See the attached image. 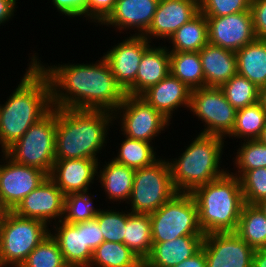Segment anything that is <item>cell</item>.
Masks as SVG:
<instances>
[{
    "mask_svg": "<svg viewBox=\"0 0 266 267\" xmlns=\"http://www.w3.org/2000/svg\"><path fill=\"white\" fill-rule=\"evenodd\" d=\"M31 60L50 81L53 107L114 113L125 99L126 92L117 83L104 57L95 64H59L46 68L37 61L36 55Z\"/></svg>",
    "mask_w": 266,
    "mask_h": 267,
    "instance_id": "1",
    "label": "cell"
},
{
    "mask_svg": "<svg viewBox=\"0 0 266 267\" xmlns=\"http://www.w3.org/2000/svg\"><path fill=\"white\" fill-rule=\"evenodd\" d=\"M5 104H0V144L7 150L52 108L47 75L32 60Z\"/></svg>",
    "mask_w": 266,
    "mask_h": 267,
    "instance_id": "2",
    "label": "cell"
},
{
    "mask_svg": "<svg viewBox=\"0 0 266 267\" xmlns=\"http://www.w3.org/2000/svg\"><path fill=\"white\" fill-rule=\"evenodd\" d=\"M114 118L104 110L56 108L55 158L98 160Z\"/></svg>",
    "mask_w": 266,
    "mask_h": 267,
    "instance_id": "3",
    "label": "cell"
},
{
    "mask_svg": "<svg viewBox=\"0 0 266 267\" xmlns=\"http://www.w3.org/2000/svg\"><path fill=\"white\" fill-rule=\"evenodd\" d=\"M197 205L198 223L204 235L235 232L245 204L240 179L226 172L190 193Z\"/></svg>",
    "mask_w": 266,
    "mask_h": 267,
    "instance_id": "4",
    "label": "cell"
},
{
    "mask_svg": "<svg viewBox=\"0 0 266 267\" xmlns=\"http://www.w3.org/2000/svg\"><path fill=\"white\" fill-rule=\"evenodd\" d=\"M223 139L217 135L199 133L178 159L168 161L177 192L191 193L227 172L220 170Z\"/></svg>",
    "mask_w": 266,
    "mask_h": 267,
    "instance_id": "5",
    "label": "cell"
},
{
    "mask_svg": "<svg viewBox=\"0 0 266 267\" xmlns=\"http://www.w3.org/2000/svg\"><path fill=\"white\" fill-rule=\"evenodd\" d=\"M41 220L24 218L13 211L0 214V267H20L51 232Z\"/></svg>",
    "mask_w": 266,
    "mask_h": 267,
    "instance_id": "6",
    "label": "cell"
},
{
    "mask_svg": "<svg viewBox=\"0 0 266 267\" xmlns=\"http://www.w3.org/2000/svg\"><path fill=\"white\" fill-rule=\"evenodd\" d=\"M56 107L34 123L8 149V157L15 163L44 171L48 176L55 158Z\"/></svg>",
    "mask_w": 266,
    "mask_h": 267,
    "instance_id": "7",
    "label": "cell"
},
{
    "mask_svg": "<svg viewBox=\"0 0 266 267\" xmlns=\"http://www.w3.org/2000/svg\"><path fill=\"white\" fill-rule=\"evenodd\" d=\"M150 221L153 243L180 236L204 235L198 223L197 205L190 193L177 192L150 214Z\"/></svg>",
    "mask_w": 266,
    "mask_h": 267,
    "instance_id": "8",
    "label": "cell"
},
{
    "mask_svg": "<svg viewBox=\"0 0 266 267\" xmlns=\"http://www.w3.org/2000/svg\"><path fill=\"white\" fill-rule=\"evenodd\" d=\"M177 193L172 182L168 160L158 159L152 165L135 170L131 213L151 214Z\"/></svg>",
    "mask_w": 266,
    "mask_h": 267,
    "instance_id": "9",
    "label": "cell"
},
{
    "mask_svg": "<svg viewBox=\"0 0 266 267\" xmlns=\"http://www.w3.org/2000/svg\"><path fill=\"white\" fill-rule=\"evenodd\" d=\"M189 110L206 124L201 134L228 136L235 124L236 109L220 88L201 87L191 91Z\"/></svg>",
    "mask_w": 266,
    "mask_h": 267,
    "instance_id": "10",
    "label": "cell"
},
{
    "mask_svg": "<svg viewBox=\"0 0 266 267\" xmlns=\"http://www.w3.org/2000/svg\"><path fill=\"white\" fill-rule=\"evenodd\" d=\"M118 113H123L119 116H122L120 118L122 134L145 142H151L154 136H158L170 123V120L141 96L126 95L123 102L114 111V116L118 117Z\"/></svg>",
    "mask_w": 266,
    "mask_h": 267,
    "instance_id": "11",
    "label": "cell"
},
{
    "mask_svg": "<svg viewBox=\"0 0 266 267\" xmlns=\"http://www.w3.org/2000/svg\"><path fill=\"white\" fill-rule=\"evenodd\" d=\"M2 153L6 161L0 172V210L12 211L48 175L40 169L15 163L5 149Z\"/></svg>",
    "mask_w": 266,
    "mask_h": 267,
    "instance_id": "12",
    "label": "cell"
},
{
    "mask_svg": "<svg viewBox=\"0 0 266 267\" xmlns=\"http://www.w3.org/2000/svg\"><path fill=\"white\" fill-rule=\"evenodd\" d=\"M201 248L207 267H252L254 249L235 232L206 234Z\"/></svg>",
    "mask_w": 266,
    "mask_h": 267,
    "instance_id": "13",
    "label": "cell"
},
{
    "mask_svg": "<svg viewBox=\"0 0 266 267\" xmlns=\"http://www.w3.org/2000/svg\"><path fill=\"white\" fill-rule=\"evenodd\" d=\"M206 18L208 40L212 45L236 52L256 39L250 10Z\"/></svg>",
    "mask_w": 266,
    "mask_h": 267,
    "instance_id": "14",
    "label": "cell"
},
{
    "mask_svg": "<svg viewBox=\"0 0 266 267\" xmlns=\"http://www.w3.org/2000/svg\"><path fill=\"white\" fill-rule=\"evenodd\" d=\"M65 195L49 176L12 210L16 215L24 218L41 220L50 224L51 219L64 215ZM61 217V218H60Z\"/></svg>",
    "mask_w": 266,
    "mask_h": 267,
    "instance_id": "15",
    "label": "cell"
},
{
    "mask_svg": "<svg viewBox=\"0 0 266 267\" xmlns=\"http://www.w3.org/2000/svg\"><path fill=\"white\" fill-rule=\"evenodd\" d=\"M143 35H131L104 53L117 83L126 91L136 80L141 58L151 46Z\"/></svg>",
    "mask_w": 266,
    "mask_h": 267,
    "instance_id": "16",
    "label": "cell"
},
{
    "mask_svg": "<svg viewBox=\"0 0 266 267\" xmlns=\"http://www.w3.org/2000/svg\"><path fill=\"white\" fill-rule=\"evenodd\" d=\"M200 12L199 0H159L148 30L143 34L169 40L177 29Z\"/></svg>",
    "mask_w": 266,
    "mask_h": 267,
    "instance_id": "17",
    "label": "cell"
},
{
    "mask_svg": "<svg viewBox=\"0 0 266 267\" xmlns=\"http://www.w3.org/2000/svg\"><path fill=\"white\" fill-rule=\"evenodd\" d=\"M98 163V160L93 159H56L49 178L65 196L71 193H85L98 175Z\"/></svg>",
    "mask_w": 266,
    "mask_h": 267,
    "instance_id": "18",
    "label": "cell"
},
{
    "mask_svg": "<svg viewBox=\"0 0 266 267\" xmlns=\"http://www.w3.org/2000/svg\"><path fill=\"white\" fill-rule=\"evenodd\" d=\"M159 0H117L113 11L101 23L118 30H138L137 35H143L149 28L156 12Z\"/></svg>",
    "mask_w": 266,
    "mask_h": 267,
    "instance_id": "19",
    "label": "cell"
},
{
    "mask_svg": "<svg viewBox=\"0 0 266 267\" xmlns=\"http://www.w3.org/2000/svg\"><path fill=\"white\" fill-rule=\"evenodd\" d=\"M191 91L178 78L169 74L158 84L146 90L141 97L171 121L175 109L182 105L190 107Z\"/></svg>",
    "mask_w": 266,
    "mask_h": 267,
    "instance_id": "20",
    "label": "cell"
},
{
    "mask_svg": "<svg viewBox=\"0 0 266 267\" xmlns=\"http://www.w3.org/2000/svg\"><path fill=\"white\" fill-rule=\"evenodd\" d=\"M170 49L150 46L143 54L135 82L125 91L126 95L141 96L150 87L170 74Z\"/></svg>",
    "mask_w": 266,
    "mask_h": 267,
    "instance_id": "21",
    "label": "cell"
},
{
    "mask_svg": "<svg viewBox=\"0 0 266 267\" xmlns=\"http://www.w3.org/2000/svg\"><path fill=\"white\" fill-rule=\"evenodd\" d=\"M203 238L204 235H190L153 243L151 253L143 261V267H174L198 252Z\"/></svg>",
    "mask_w": 266,
    "mask_h": 267,
    "instance_id": "22",
    "label": "cell"
},
{
    "mask_svg": "<svg viewBox=\"0 0 266 267\" xmlns=\"http://www.w3.org/2000/svg\"><path fill=\"white\" fill-rule=\"evenodd\" d=\"M204 73V87L220 88L237 74L234 51L208 43L199 51Z\"/></svg>",
    "mask_w": 266,
    "mask_h": 267,
    "instance_id": "23",
    "label": "cell"
},
{
    "mask_svg": "<svg viewBox=\"0 0 266 267\" xmlns=\"http://www.w3.org/2000/svg\"><path fill=\"white\" fill-rule=\"evenodd\" d=\"M58 222L59 225L57 223L56 227L53 226L57 233H52V236L59 244L65 264L68 267H89L93 252L84 244L83 222Z\"/></svg>",
    "mask_w": 266,
    "mask_h": 267,
    "instance_id": "24",
    "label": "cell"
},
{
    "mask_svg": "<svg viewBox=\"0 0 266 267\" xmlns=\"http://www.w3.org/2000/svg\"><path fill=\"white\" fill-rule=\"evenodd\" d=\"M235 54L237 74L247 78L259 89L266 86V39L256 38Z\"/></svg>",
    "mask_w": 266,
    "mask_h": 267,
    "instance_id": "25",
    "label": "cell"
},
{
    "mask_svg": "<svg viewBox=\"0 0 266 267\" xmlns=\"http://www.w3.org/2000/svg\"><path fill=\"white\" fill-rule=\"evenodd\" d=\"M101 169L99 182H101L108 199L113 201H129L134 182L135 169L115 162L113 159ZM128 199V200H127Z\"/></svg>",
    "mask_w": 266,
    "mask_h": 267,
    "instance_id": "26",
    "label": "cell"
},
{
    "mask_svg": "<svg viewBox=\"0 0 266 267\" xmlns=\"http://www.w3.org/2000/svg\"><path fill=\"white\" fill-rule=\"evenodd\" d=\"M172 50L169 52H199L208 43L207 18L199 12L169 37Z\"/></svg>",
    "mask_w": 266,
    "mask_h": 267,
    "instance_id": "27",
    "label": "cell"
},
{
    "mask_svg": "<svg viewBox=\"0 0 266 267\" xmlns=\"http://www.w3.org/2000/svg\"><path fill=\"white\" fill-rule=\"evenodd\" d=\"M124 244L144 261L152 250L150 214L127 212Z\"/></svg>",
    "mask_w": 266,
    "mask_h": 267,
    "instance_id": "28",
    "label": "cell"
},
{
    "mask_svg": "<svg viewBox=\"0 0 266 267\" xmlns=\"http://www.w3.org/2000/svg\"><path fill=\"white\" fill-rule=\"evenodd\" d=\"M235 233L254 250L266 248V217L256 205H243Z\"/></svg>",
    "mask_w": 266,
    "mask_h": 267,
    "instance_id": "29",
    "label": "cell"
},
{
    "mask_svg": "<svg viewBox=\"0 0 266 267\" xmlns=\"http://www.w3.org/2000/svg\"><path fill=\"white\" fill-rule=\"evenodd\" d=\"M170 74L190 90L204 87V73L199 52H170Z\"/></svg>",
    "mask_w": 266,
    "mask_h": 267,
    "instance_id": "30",
    "label": "cell"
},
{
    "mask_svg": "<svg viewBox=\"0 0 266 267\" xmlns=\"http://www.w3.org/2000/svg\"><path fill=\"white\" fill-rule=\"evenodd\" d=\"M143 267V261L125 244L102 242L94 251L89 267Z\"/></svg>",
    "mask_w": 266,
    "mask_h": 267,
    "instance_id": "31",
    "label": "cell"
},
{
    "mask_svg": "<svg viewBox=\"0 0 266 267\" xmlns=\"http://www.w3.org/2000/svg\"><path fill=\"white\" fill-rule=\"evenodd\" d=\"M266 124V112L259 102L236 111L235 124L229 138L259 139Z\"/></svg>",
    "mask_w": 266,
    "mask_h": 267,
    "instance_id": "32",
    "label": "cell"
},
{
    "mask_svg": "<svg viewBox=\"0 0 266 267\" xmlns=\"http://www.w3.org/2000/svg\"><path fill=\"white\" fill-rule=\"evenodd\" d=\"M151 144L125 136V140L120 145L119 154L113 160L135 170L152 165L158 159Z\"/></svg>",
    "mask_w": 266,
    "mask_h": 267,
    "instance_id": "33",
    "label": "cell"
},
{
    "mask_svg": "<svg viewBox=\"0 0 266 267\" xmlns=\"http://www.w3.org/2000/svg\"><path fill=\"white\" fill-rule=\"evenodd\" d=\"M220 89L236 110L259 102V88L239 74L234 75Z\"/></svg>",
    "mask_w": 266,
    "mask_h": 267,
    "instance_id": "34",
    "label": "cell"
},
{
    "mask_svg": "<svg viewBox=\"0 0 266 267\" xmlns=\"http://www.w3.org/2000/svg\"><path fill=\"white\" fill-rule=\"evenodd\" d=\"M20 267H68L58 242L50 233L27 256Z\"/></svg>",
    "mask_w": 266,
    "mask_h": 267,
    "instance_id": "35",
    "label": "cell"
},
{
    "mask_svg": "<svg viewBox=\"0 0 266 267\" xmlns=\"http://www.w3.org/2000/svg\"><path fill=\"white\" fill-rule=\"evenodd\" d=\"M92 202L93 200L87 192L66 195L62 220L70 224H75L94 219L101 209L94 208Z\"/></svg>",
    "mask_w": 266,
    "mask_h": 267,
    "instance_id": "36",
    "label": "cell"
},
{
    "mask_svg": "<svg viewBox=\"0 0 266 267\" xmlns=\"http://www.w3.org/2000/svg\"><path fill=\"white\" fill-rule=\"evenodd\" d=\"M244 202L255 205L266 198V167H260L249 171H238Z\"/></svg>",
    "mask_w": 266,
    "mask_h": 267,
    "instance_id": "37",
    "label": "cell"
},
{
    "mask_svg": "<svg viewBox=\"0 0 266 267\" xmlns=\"http://www.w3.org/2000/svg\"><path fill=\"white\" fill-rule=\"evenodd\" d=\"M237 150L235 165L238 171L266 167V144L259 139L247 140Z\"/></svg>",
    "mask_w": 266,
    "mask_h": 267,
    "instance_id": "38",
    "label": "cell"
},
{
    "mask_svg": "<svg viewBox=\"0 0 266 267\" xmlns=\"http://www.w3.org/2000/svg\"><path fill=\"white\" fill-rule=\"evenodd\" d=\"M95 218L101 228L104 241L124 244L127 213L116 210H101Z\"/></svg>",
    "mask_w": 266,
    "mask_h": 267,
    "instance_id": "39",
    "label": "cell"
},
{
    "mask_svg": "<svg viewBox=\"0 0 266 267\" xmlns=\"http://www.w3.org/2000/svg\"><path fill=\"white\" fill-rule=\"evenodd\" d=\"M250 4L251 0H199L200 12L216 17L248 11Z\"/></svg>",
    "mask_w": 266,
    "mask_h": 267,
    "instance_id": "40",
    "label": "cell"
},
{
    "mask_svg": "<svg viewBox=\"0 0 266 267\" xmlns=\"http://www.w3.org/2000/svg\"><path fill=\"white\" fill-rule=\"evenodd\" d=\"M250 12L256 38L266 39V0H251Z\"/></svg>",
    "mask_w": 266,
    "mask_h": 267,
    "instance_id": "41",
    "label": "cell"
},
{
    "mask_svg": "<svg viewBox=\"0 0 266 267\" xmlns=\"http://www.w3.org/2000/svg\"><path fill=\"white\" fill-rule=\"evenodd\" d=\"M116 1L117 0H88L86 17L101 24L113 11Z\"/></svg>",
    "mask_w": 266,
    "mask_h": 267,
    "instance_id": "42",
    "label": "cell"
},
{
    "mask_svg": "<svg viewBox=\"0 0 266 267\" xmlns=\"http://www.w3.org/2000/svg\"><path fill=\"white\" fill-rule=\"evenodd\" d=\"M83 238L84 244H86L92 252L104 242V237L96 218L83 222Z\"/></svg>",
    "mask_w": 266,
    "mask_h": 267,
    "instance_id": "43",
    "label": "cell"
},
{
    "mask_svg": "<svg viewBox=\"0 0 266 267\" xmlns=\"http://www.w3.org/2000/svg\"><path fill=\"white\" fill-rule=\"evenodd\" d=\"M53 5L59 12L68 17H77L80 15L86 17V6L88 0H52Z\"/></svg>",
    "mask_w": 266,
    "mask_h": 267,
    "instance_id": "44",
    "label": "cell"
},
{
    "mask_svg": "<svg viewBox=\"0 0 266 267\" xmlns=\"http://www.w3.org/2000/svg\"><path fill=\"white\" fill-rule=\"evenodd\" d=\"M174 267H207L204 250L201 248L191 258L185 259Z\"/></svg>",
    "mask_w": 266,
    "mask_h": 267,
    "instance_id": "45",
    "label": "cell"
},
{
    "mask_svg": "<svg viewBox=\"0 0 266 267\" xmlns=\"http://www.w3.org/2000/svg\"><path fill=\"white\" fill-rule=\"evenodd\" d=\"M17 0H0V25L14 16Z\"/></svg>",
    "mask_w": 266,
    "mask_h": 267,
    "instance_id": "46",
    "label": "cell"
},
{
    "mask_svg": "<svg viewBox=\"0 0 266 267\" xmlns=\"http://www.w3.org/2000/svg\"><path fill=\"white\" fill-rule=\"evenodd\" d=\"M252 267H266V248L254 250Z\"/></svg>",
    "mask_w": 266,
    "mask_h": 267,
    "instance_id": "47",
    "label": "cell"
},
{
    "mask_svg": "<svg viewBox=\"0 0 266 267\" xmlns=\"http://www.w3.org/2000/svg\"><path fill=\"white\" fill-rule=\"evenodd\" d=\"M259 103L266 112V86L259 89Z\"/></svg>",
    "mask_w": 266,
    "mask_h": 267,
    "instance_id": "48",
    "label": "cell"
},
{
    "mask_svg": "<svg viewBox=\"0 0 266 267\" xmlns=\"http://www.w3.org/2000/svg\"><path fill=\"white\" fill-rule=\"evenodd\" d=\"M266 217V198L255 204Z\"/></svg>",
    "mask_w": 266,
    "mask_h": 267,
    "instance_id": "49",
    "label": "cell"
},
{
    "mask_svg": "<svg viewBox=\"0 0 266 267\" xmlns=\"http://www.w3.org/2000/svg\"><path fill=\"white\" fill-rule=\"evenodd\" d=\"M259 140H261L263 143L266 144V124H265V127L263 129V132H262L261 137L259 138Z\"/></svg>",
    "mask_w": 266,
    "mask_h": 267,
    "instance_id": "50",
    "label": "cell"
}]
</instances>
